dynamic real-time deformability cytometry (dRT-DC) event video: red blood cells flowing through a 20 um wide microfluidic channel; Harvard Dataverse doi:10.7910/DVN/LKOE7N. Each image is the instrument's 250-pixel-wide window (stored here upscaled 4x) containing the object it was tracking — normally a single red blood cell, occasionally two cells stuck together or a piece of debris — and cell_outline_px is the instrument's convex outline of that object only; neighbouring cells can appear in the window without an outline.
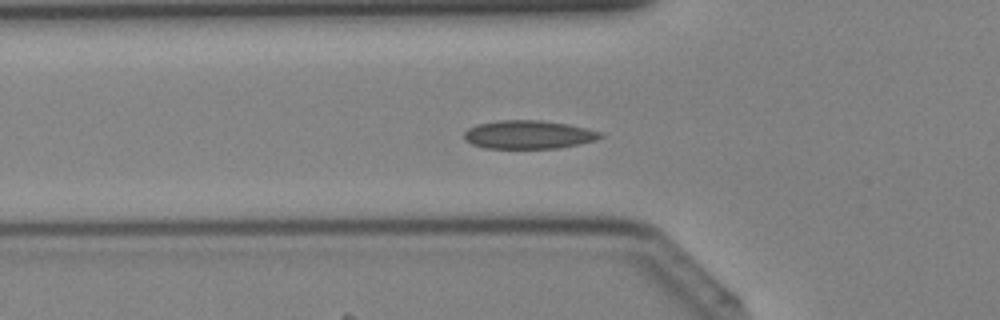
{"species": "Egyptian fruit bat (a non-hibernating species)", "species_latin": "Rousettus aegyptiacus", "temperature_condition": "cold", "stored_images_in_passage": 42, "camera_frame_rate_fps": 3000, "um_per_image_px": 0.085, "animal": {"sex": "female"}, "frame": {"image": 1, "passage_image": 15, "time_ms": 4.667, "image_size_px": [1000, 320], "cell_outline_px": [[604, 136], [596, 140], [580, 144], [556, 148], [484, 148], [472, 144], [464, 140], [464, 132], [468, 128], [476, 124], [500, 120], [540, 120], [568, 124], [604, 132]], "centroid_in_image_um": [44.93, 11.44], "position_along_channel_um": 80.9, "area_um2": 22.72}}
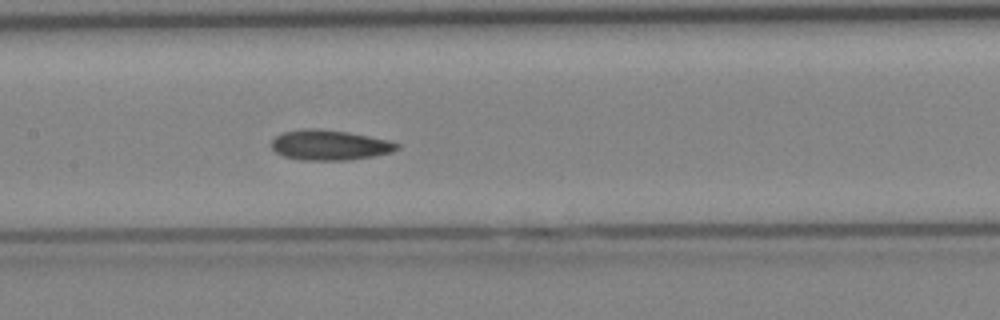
{"frame": {"image": 2, "passage_image": 21, "time_ms": 6.667, "image_size_px": [1000, 320], "cell_outline_px": [[400, 148], [392, 152], [372, 156], [348, 160], [304, 160], [284, 156], [276, 152], [272, 148], [272, 140], [276, 136], [284, 132], [304, 128], [316, 128], [348, 132], [388, 140], [400, 144]], "centroid_in_image_um": [28.03, 12.33], "position_along_channel_um": 179.4, "area_um2": 21.96}}
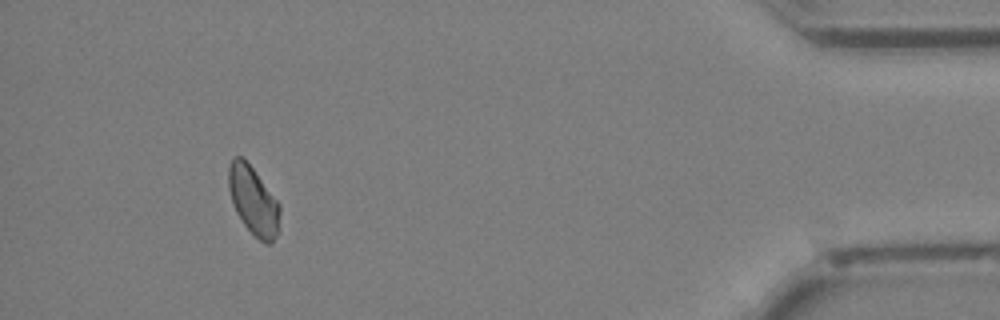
{"frame": {"image": 3, "passage_image": 39, "time_ms": 12.667, "image_size_px": [1000, 320], "cell_outline_px": [[280, 212], [276, 236], [272, 244], [268, 244], [260, 240], [244, 224], [236, 212], [228, 188], [228, 168], [232, 160], [236, 156], [240, 156], [252, 168], [280, 204]], "centroid_in_image_um": [21.53, 17.07], "position_along_channel_um": 413.7, "area_um2": 19.94}}